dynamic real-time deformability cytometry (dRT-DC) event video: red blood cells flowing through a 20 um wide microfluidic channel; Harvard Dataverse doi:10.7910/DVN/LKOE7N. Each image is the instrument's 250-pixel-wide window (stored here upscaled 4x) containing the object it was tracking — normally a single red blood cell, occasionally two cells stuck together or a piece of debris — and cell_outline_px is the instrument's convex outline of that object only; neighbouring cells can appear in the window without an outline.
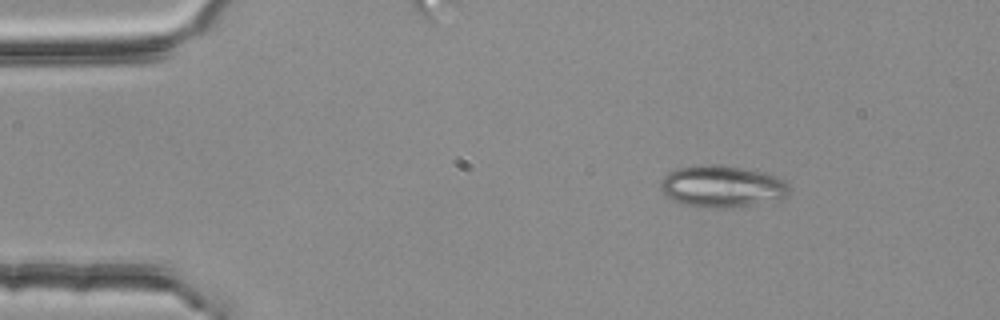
{"species": "common noctule bat (a hibernating species)", "species_latin": "Nyctalus noctula", "temperature_condition": "room temperature", "stored_images_in_passage": 3, "camera_frame_rate_fps": 3000, "um_per_image_px": 0.085, "animal": {"sex": "female", "body_mass_g": 25.1}, "frame": {"image": 1, "passage_image": 1, "time_ms": 0.0, "image_size_px": [1000, 320], "cell_outline_px": [[788, 192], [784, 196], [752, 204], [724, 208], [712, 208], [680, 204], [664, 196], [660, 188], [660, 180], [668, 172], [676, 168], [696, 164], [716, 164], [740, 168], [776, 176], [784, 180], [788, 184]], "centroid_in_image_um": [61.24, 15.83], "position_along_channel_um": 23.8, "area_um2": 31.1}}